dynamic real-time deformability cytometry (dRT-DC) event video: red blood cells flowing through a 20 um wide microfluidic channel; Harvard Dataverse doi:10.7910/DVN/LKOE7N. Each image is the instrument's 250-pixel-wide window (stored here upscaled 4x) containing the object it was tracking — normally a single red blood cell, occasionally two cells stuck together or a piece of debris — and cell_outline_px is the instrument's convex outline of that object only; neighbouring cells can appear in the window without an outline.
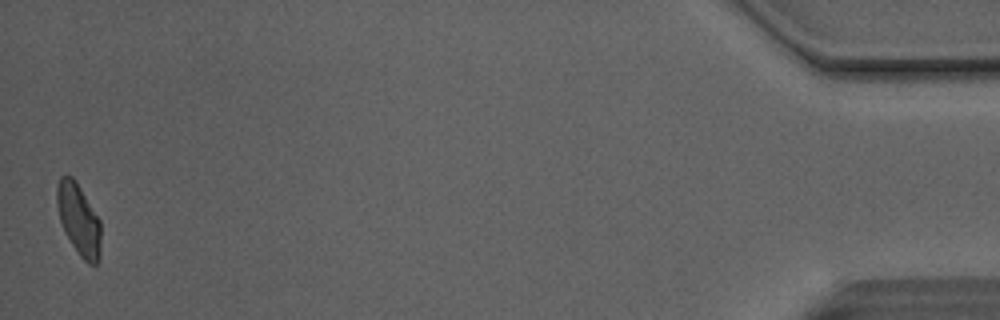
{"species": "Egyptian fruit bat (a non-hibernating species)", "species_latin": "Rousettus aegyptiacus", "temperature_condition": "room temperature", "stored_images_in_passage": 43, "camera_frame_rate_fps": 3000, "um_per_image_px": 0.085, "animal": {"sex": "male"}, "frame": {"image": 1, "passage_image": 43, "time_ms": 14.0, "image_size_px": [1000, 320], "cell_outline_px": [[100, 256], [96, 264], [88, 264], [80, 256], [64, 232], [60, 220], [56, 204], [56, 188], [60, 176], [72, 176], [76, 180], [100, 220]], "centroid_in_image_um": [6.68, 18.64], "position_along_channel_um": 428.5, "area_um2": 18.32}, "authors_computed_cell_mechanics": {"area_um2": 19.074, "velocity_mm_per_s": 4.1194, "shape_relaxation_time_tau1_ms": null, "shape_relaxation_time_tau2_ms": 1.6144, "deformation_change_tau1": null, "deformation_change_tau2": 0.0778}}